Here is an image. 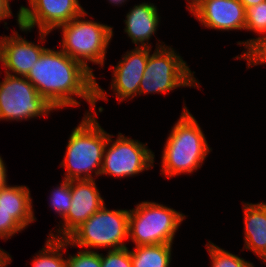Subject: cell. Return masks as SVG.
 Segmentation results:
<instances>
[{
    "label": "cell",
    "instance_id": "9c48e42d",
    "mask_svg": "<svg viewBox=\"0 0 266 267\" xmlns=\"http://www.w3.org/2000/svg\"><path fill=\"white\" fill-rule=\"evenodd\" d=\"M113 136L108 133L100 175L132 177L154 167L155 155L148 149L147 143L143 144L122 133H118L116 140L112 139Z\"/></svg>",
    "mask_w": 266,
    "mask_h": 267
},
{
    "label": "cell",
    "instance_id": "ba28073f",
    "mask_svg": "<svg viewBox=\"0 0 266 267\" xmlns=\"http://www.w3.org/2000/svg\"><path fill=\"white\" fill-rule=\"evenodd\" d=\"M53 110L26 77L6 74L0 82V120H30L48 116Z\"/></svg>",
    "mask_w": 266,
    "mask_h": 267
},
{
    "label": "cell",
    "instance_id": "9a60e30c",
    "mask_svg": "<svg viewBox=\"0 0 266 267\" xmlns=\"http://www.w3.org/2000/svg\"><path fill=\"white\" fill-rule=\"evenodd\" d=\"M124 33L137 47H150L152 35L156 34L160 17L153 3L143 2L135 5L126 14Z\"/></svg>",
    "mask_w": 266,
    "mask_h": 267
},
{
    "label": "cell",
    "instance_id": "ffe728a7",
    "mask_svg": "<svg viewBox=\"0 0 266 267\" xmlns=\"http://www.w3.org/2000/svg\"><path fill=\"white\" fill-rule=\"evenodd\" d=\"M263 36L248 39L246 41H238V45H244L242 55L236 56L234 59L247 60V68L256 66L258 64L266 63V33ZM265 35V36H264Z\"/></svg>",
    "mask_w": 266,
    "mask_h": 267
},
{
    "label": "cell",
    "instance_id": "1f68e13d",
    "mask_svg": "<svg viewBox=\"0 0 266 267\" xmlns=\"http://www.w3.org/2000/svg\"><path fill=\"white\" fill-rule=\"evenodd\" d=\"M187 10L191 9L199 0H187Z\"/></svg>",
    "mask_w": 266,
    "mask_h": 267
},
{
    "label": "cell",
    "instance_id": "8fae6325",
    "mask_svg": "<svg viewBox=\"0 0 266 267\" xmlns=\"http://www.w3.org/2000/svg\"><path fill=\"white\" fill-rule=\"evenodd\" d=\"M71 206L67 215L60 221L62 224L57 234L51 233L50 237L67 239L79 226L96 213L105 203L97 189L95 179L71 180Z\"/></svg>",
    "mask_w": 266,
    "mask_h": 267
},
{
    "label": "cell",
    "instance_id": "7a4b0ae2",
    "mask_svg": "<svg viewBox=\"0 0 266 267\" xmlns=\"http://www.w3.org/2000/svg\"><path fill=\"white\" fill-rule=\"evenodd\" d=\"M212 151L198 121L186 106L167 136L161 161L166 178L197 171Z\"/></svg>",
    "mask_w": 266,
    "mask_h": 267
},
{
    "label": "cell",
    "instance_id": "e0dca14e",
    "mask_svg": "<svg viewBox=\"0 0 266 267\" xmlns=\"http://www.w3.org/2000/svg\"><path fill=\"white\" fill-rule=\"evenodd\" d=\"M0 209L10 215L25 229L36 220L30 190L27 186H9L0 188Z\"/></svg>",
    "mask_w": 266,
    "mask_h": 267
},
{
    "label": "cell",
    "instance_id": "ac0fdd59",
    "mask_svg": "<svg viewBox=\"0 0 266 267\" xmlns=\"http://www.w3.org/2000/svg\"><path fill=\"white\" fill-rule=\"evenodd\" d=\"M172 244L135 246L130 250L132 267H170Z\"/></svg>",
    "mask_w": 266,
    "mask_h": 267
},
{
    "label": "cell",
    "instance_id": "4316f807",
    "mask_svg": "<svg viewBox=\"0 0 266 267\" xmlns=\"http://www.w3.org/2000/svg\"><path fill=\"white\" fill-rule=\"evenodd\" d=\"M9 3L10 0H0V22L13 16Z\"/></svg>",
    "mask_w": 266,
    "mask_h": 267
},
{
    "label": "cell",
    "instance_id": "484cf974",
    "mask_svg": "<svg viewBox=\"0 0 266 267\" xmlns=\"http://www.w3.org/2000/svg\"><path fill=\"white\" fill-rule=\"evenodd\" d=\"M24 228L10 215V213L0 209V238L8 240L10 237Z\"/></svg>",
    "mask_w": 266,
    "mask_h": 267
},
{
    "label": "cell",
    "instance_id": "83f0119b",
    "mask_svg": "<svg viewBox=\"0 0 266 267\" xmlns=\"http://www.w3.org/2000/svg\"><path fill=\"white\" fill-rule=\"evenodd\" d=\"M5 163L0 156V188L3 187L8 181H7V170L5 167Z\"/></svg>",
    "mask_w": 266,
    "mask_h": 267
},
{
    "label": "cell",
    "instance_id": "6da1fadb",
    "mask_svg": "<svg viewBox=\"0 0 266 267\" xmlns=\"http://www.w3.org/2000/svg\"><path fill=\"white\" fill-rule=\"evenodd\" d=\"M26 78L56 110L79 106L80 102L75 99L79 97L90 104L85 114L97 113V101L108 99L95 75L61 49L46 48Z\"/></svg>",
    "mask_w": 266,
    "mask_h": 267
},
{
    "label": "cell",
    "instance_id": "7402d4cb",
    "mask_svg": "<svg viewBox=\"0 0 266 267\" xmlns=\"http://www.w3.org/2000/svg\"><path fill=\"white\" fill-rule=\"evenodd\" d=\"M61 185L53 189L50 195V207L63 219L71 206V182L63 178Z\"/></svg>",
    "mask_w": 266,
    "mask_h": 267
},
{
    "label": "cell",
    "instance_id": "5b68a950",
    "mask_svg": "<svg viewBox=\"0 0 266 267\" xmlns=\"http://www.w3.org/2000/svg\"><path fill=\"white\" fill-rule=\"evenodd\" d=\"M183 213L163 204L142 201L129 210L128 238L135 246L173 244Z\"/></svg>",
    "mask_w": 266,
    "mask_h": 267
},
{
    "label": "cell",
    "instance_id": "2e32d148",
    "mask_svg": "<svg viewBox=\"0 0 266 267\" xmlns=\"http://www.w3.org/2000/svg\"><path fill=\"white\" fill-rule=\"evenodd\" d=\"M244 248L266 263V203L243 204Z\"/></svg>",
    "mask_w": 266,
    "mask_h": 267
},
{
    "label": "cell",
    "instance_id": "cb8c5ba5",
    "mask_svg": "<svg viewBox=\"0 0 266 267\" xmlns=\"http://www.w3.org/2000/svg\"><path fill=\"white\" fill-rule=\"evenodd\" d=\"M101 254V267H132L129 248L111 249Z\"/></svg>",
    "mask_w": 266,
    "mask_h": 267
},
{
    "label": "cell",
    "instance_id": "44dd1931",
    "mask_svg": "<svg viewBox=\"0 0 266 267\" xmlns=\"http://www.w3.org/2000/svg\"><path fill=\"white\" fill-rule=\"evenodd\" d=\"M211 259V267H254L253 263L232 254L211 241L206 244Z\"/></svg>",
    "mask_w": 266,
    "mask_h": 267
},
{
    "label": "cell",
    "instance_id": "f1b7e54d",
    "mask_svg": "<svg viewBox=\"0 0 266 267\" xmlns=\"http://www.w3.org/2000/svg\"><path fill=\"white\" fill-rule=\"evenodd\" d=\"M12 257L9 253L0 248V267H6L10 264Z\"/></svg>",
    "mask_w": 266,
    "mask_h": 267
},
{
    "label": "cell",
    "instance_id": "d4e9b609",
    "mask_svg": "<svg viewBox=\"0 0 266 267\" xmlns=\"http://www.w3.org/2000/svg\"><path fill=\"white\" fill-rule=\"evenodd\" d=\"M67 267H101V254L91 249L78 251L69 255Z\"/></svg>",
    "mask_w": 266,
    "mask_h": 267
},
{
    "label": "cell",
    "instance_id": "3957f363",
    "mask_svg": "<svg viewBox=\"0 0 266 267\" xmlns=\"http://www.w3.org/2000/svg\"><path fill=\"white\" fill-rule=\"evenodd\" d=\"M96 115L94 112L84 114L80 124L72 130L61 162L66 170L64 179H94L92 172L100 175L108 133L98 123Z\"/></svg>",
    "mask_w": 266,
    "mask_h": 267
},
{
    "label": "cell",
    "instance_id": "603a6c76",
    "mask_svg": "<svg viewBox=\"0 0 266 267\" xmlns=\"http://www.w3.org/2000/svg\"><path fill=\"white\" fill-rule=\"evenodd\" d=\"M245 30L259 35L266 33V1L246 8Z\"/></svg>",
    "mask_w": 266,
    "mask_h": 267
},
{
    "label": "cell",
    "instance_id": "4fadbf2b",
    "mask_svg": "<svg viewBox=\"0 0 266 267\" xmlns=\"http://www.w3.org/2000/svg\"><path fill=\"white\" fill-rule=\"evenodd\" d=\"M150 47H137L127 51L122 59L113 66V77L110 85L118 102L133 99L138 95L140 81L142 80L148 61Z\"/></svg>",
    "mask_w": 266,
    "mask_h": 267
},
{
    "label": "cell",
    "instance_id": "30bf717a",
    "mask_svg": "<svg viewBox=\"0 0 266 267\" xmlns=\"http://www.w3.org/2000/svg\"><path fill=\"white\" fill-rule=\"evenodd\" d=\"M29 7L23 5L17 13V24L21 31L39 29L41 42L60 25L85 12L78 0H28Z\"/></svg>",
    "mask_w": 266,
    "mask_h": 267
},
{
    "label": "cell",
    "instance_id": "277c9868",
    "mask_svg": "<svg viewBox=\"0 0 266 267\" xmlns=\"http://www.w3.org/2000/svg\"><path fill=\"white\" fill-rule=\"evenodd\" d=\"M87 14L85 11L57 29L62 31L61 50L93 74L87 62L98 64L101 68L104 66L107 48L114 33L111 26L84 20Z\"/></svg>",
    "mask_w": 266,
    "mask_h": 267
},
{
    "label": "cell",
    "instance_id": "52a82bcc",
    "mask_svg": "<svg viewBox=\"0 0 266 267\" xmlns=\"http://www.w3.org/2000/svg\"><path fill=\"white\" fill-rule=\"evenodd\" d=\"M129 210H109L105 204L68 238V246L81 248H127ZM111 247V248H110Z\"/></svg>",
    "mask_w": 266,
    "mask_h": 267
},
{
    "label": "cell",
    "instance_id": "5bb4252c",
    "mask_svg": "<svg viewBox=\"0 0 266 267\" xmlns=\"http://www.w3.org/2000/svg\"><path fill=\"white\" fill-rule=\"evenodd\" d=\"M0 37V62L5 74L26 77L46 47L39 45L40 40L38 45L27 41L16 31L11 36Z\"/></svg>",
    "mask_w": 266,
    "mask_h": 267
},
{
    "label": "cell",
    "instance_id": "7c38bea8",
    "mask_svg": "<svg viewBox=\"0 0 266 267\" xmlns=\"http://www.w3.org/2000/svg\"><path fill=\"white\" fill-rule=\"evenodd\" d=\"M189 11L203 27L219 31L245 30L246 9L239 0H199Z\"/></svg>",
    "mask_w": 266,
    "mask_h": 267
},
{
    "label": "cell",
    "instance_id": "8992f818",
    "mask_svg": "<svg viewBox=\"0 0 266 267\" xmlns=\"http://www.w3.org/2000/svg\"><path fill=\"white\" fill-rule=\"evenodd\" d=\"M194 73L175 49L164 42H158L153 54L148 55L138 95L165 94L179 87L200 89V83L194 77Z\"/></svg>",
    "mask_w": 266,
    "mask_h": 267
},
{
    "label": "cell",
    "instance_id": "4dcf8cb0",
    "mask_svg": "<svg viewBox=\"0 0 266 267\" xmlns=\"http://www.w3.org/2000/svg\"><path fill=\"white\" fill-rule=\"evenodd\" d=\"M109 1V3H111V4H113V5H122V3L124 4V3H126V1L127 0H108Z\"/></svg>",
    "mask_w": 266,
    "mask_h": 267
},
{
    "label": "cell",
    "instance_id": "f546056e",
    "mask_svg": "<svg viewBox=\"0 0 266 267\" xmlns=\"http://www.w3.org/2000/svg\"><path fill=\"white\" fill-rule=\"evenodd\" d=\"M243 6L246 8H249L251 6L257 5L260 2L266 1V0H239Z\"/></svg>",
    "mask_w": 266,
    "mask_h": 267
},
{
    "label": "cell",
    "instance_id": "d6986e66",
    "mask_svg": "<svg viewBox=\"0 0 266 267\" xmlns=\"http://www.w3.org/2000/svg\"><path fill=\"white\" fill-rule=\"evenodd\" d=\"M68 247L67 239H56L48 236L44 247L32 257V267H67V259L62 258L63 249Z\"/></svg>",
    "mask_w": 266,
    "mask_h": 267
}]
</instances>
